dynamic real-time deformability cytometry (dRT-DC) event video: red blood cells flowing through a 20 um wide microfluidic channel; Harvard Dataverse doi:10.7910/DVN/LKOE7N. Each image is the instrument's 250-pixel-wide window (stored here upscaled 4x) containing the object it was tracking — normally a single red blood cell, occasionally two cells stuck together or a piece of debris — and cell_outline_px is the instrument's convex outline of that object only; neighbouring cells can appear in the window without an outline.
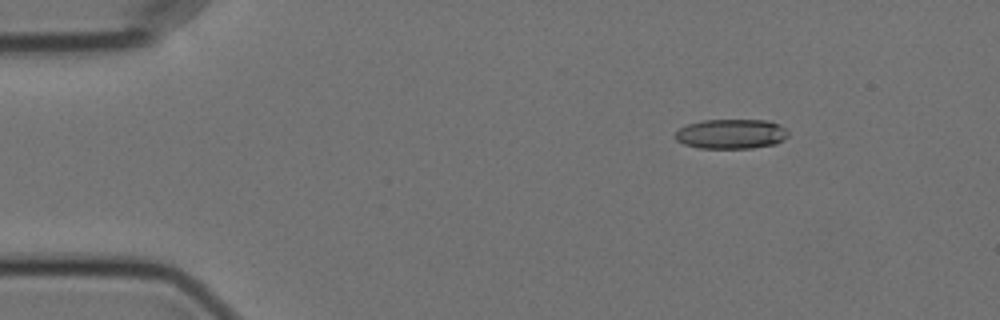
{"species": "Egyptian fruit bat (a non-hibernating species)", "species_latin": "Rousettus aegyptiacus", "temperature_condition": "cold", "stored_images_in_passage": 51, "camera_frame_rate_fps": 3000, "um_per_image_px": 0.085, "animal": {"sex": "female"}, "frame": {"image": 1, "passage_image": 2, "time_ms": 0.333, "image_size_px": [1000, 320], "cell_outline_px": [[788, 136], [784, 140], [776, 144], [752, 148], [700, 148], [684, 144], [676, 140], [676, 132], [680, 128], [688, 124], [700, 120], [768, 120], [780, 124], [788, 132]], "centroid_in_image_um": [62.18, 11.38], "position_along_channel_um": 22.8, "area_um2": 19.65}}
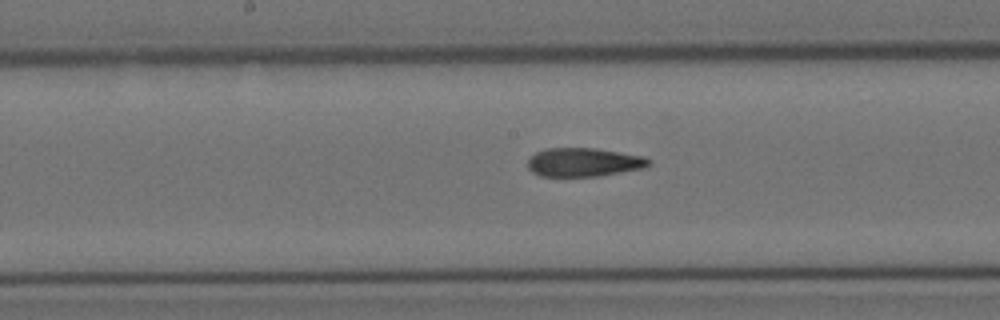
{"frame": {"image": 2, "passage_image": 23, "time_ms": 7.333, "image_size_px": [1000, 320], "cell_outline_px": [[652, 164], [644, 168], [600, 176], [540, 176], [532, 172], [528, 168], [528, 160], [536, 152], [544, 148], [596, 148], [644, 156], [652, 160]], "centroid_in_image_um": [49.65, 13.79], "position_along_channel_um": 198.6, "area_um2": 20.4}}
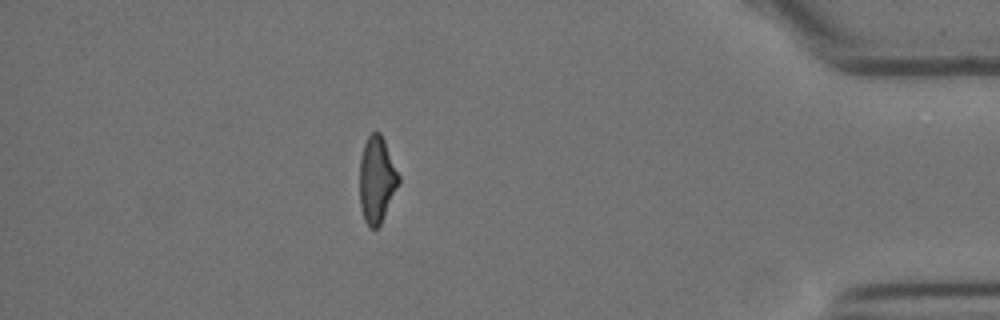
{"frame": {"image": 3, "passage_image": 44, "time_ms": 14.333, "image_size_px": [1000, 320], "cell_outline_px": [[400, 184], [380, 224], [376, 228], [368, 228], [364, 220], [360, 208], [360, 160], [364, 144], [368, 136], [372, 132], [380, 132], [384, 140], [400, 176]], "centroid_in_image_um": [32.03, 15.3], "position_along_channel_um": 403.2, "area_um2": 19.71}, "authors_computed_cell_mechanics": {"area_um2": 20.4612, "velocity_mm_per_s": 3.5579, "shape_relaxation_time_tau1_ms": 11.2831, "shape_relaxation_time_tau2_ms": 4.0016, "deformation_change_tau1": 0.283, "deformation_change_tau2": 0.1449}}